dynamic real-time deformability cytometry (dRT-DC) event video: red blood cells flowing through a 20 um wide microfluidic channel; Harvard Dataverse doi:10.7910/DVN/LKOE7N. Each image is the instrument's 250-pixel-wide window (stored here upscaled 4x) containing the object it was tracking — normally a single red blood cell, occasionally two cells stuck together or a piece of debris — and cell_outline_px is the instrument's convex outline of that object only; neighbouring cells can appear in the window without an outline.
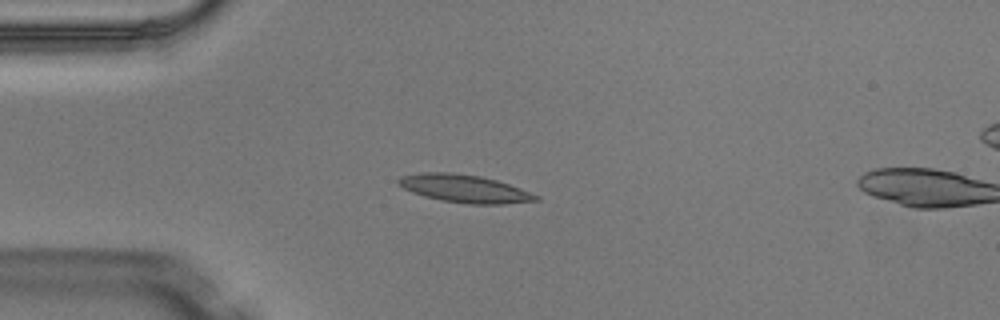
{"species": "Egyptian fruit bat (a non-hibernating species)", "species_latin": "Rousettus aegyptiacus", "temperature_condition": "warm", "stored_images_in_passage": 2, "camera_frame_rate_fps": 3000, "um_per_image_px": 0.085, "animal": {"sex": "male"}, "frame": {"image": 1, "passage_image": 1, "time_ms": 0.0, "image_size_px": [1000, 320], "cell_outline_px": [[540, 200], [500, 204], [468, 204], [440, 200], [424, 196], [412, 192], [396, 184], [396, 180], [400, 176], [420, 172], [448, 172], [480, 176], [496, 180], [520, 188], [540, 196]], "centroid_in_image_um": [39.44, 16.03], "position_along_channel_um": 45.6, "area_um2": 22.31}}